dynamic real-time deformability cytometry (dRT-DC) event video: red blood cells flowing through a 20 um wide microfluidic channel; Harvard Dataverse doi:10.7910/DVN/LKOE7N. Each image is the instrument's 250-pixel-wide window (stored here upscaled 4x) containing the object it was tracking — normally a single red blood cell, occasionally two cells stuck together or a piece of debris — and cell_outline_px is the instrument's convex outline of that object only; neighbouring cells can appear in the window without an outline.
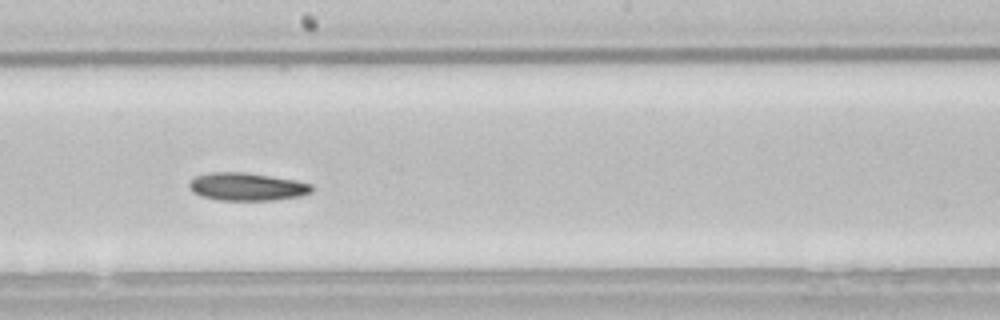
{"species": "common noctule bat (a hibernating species)", "species_latin": "Nyctalus noctula", "temperature_condition": "room temperature", "stored_images_in_passage": 45, "camera_frame_rate_fps": 3000, "um_per_image_px": 0.085, "animal": {"sex": "male", "body_mass_g": 21.5, "forearm_length_mm": 52.0}, "frame": {"image": 1, "passage_image": 20, "time_ms": 6.333, "image_size_px": [1000, 320], "cell_outline_px": [[312, 192], [300, 196], [272, 200], [220, 200], [200, 196], [192, 192], [188, 188], [188, 180], [196, 176], [212, 172], [244, 172], [296, 180], [312, 184]], "centroid_in_image_um": [20.95, 15.87], "position_along_channel_um": 227.3, "area_um2": 20.0}, "authors_computed_cell_mechanics": {"area_um2": 20.23, "velocity_mm_per_s": 3.8133, "shape_relaxation_time_tau1_ms": 10.8706, "shape_relaxation_time_tau2_ms": null, "deformation_change_tau1": 0.1866, "deformation_change_tau2": null}}